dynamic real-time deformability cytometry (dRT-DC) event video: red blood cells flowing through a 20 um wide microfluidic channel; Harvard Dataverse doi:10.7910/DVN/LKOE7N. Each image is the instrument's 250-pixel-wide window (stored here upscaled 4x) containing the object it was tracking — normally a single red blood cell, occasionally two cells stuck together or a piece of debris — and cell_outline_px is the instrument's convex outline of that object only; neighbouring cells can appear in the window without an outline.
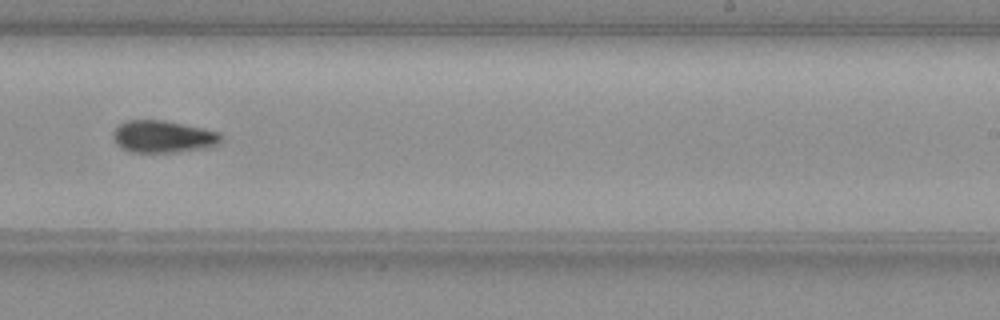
{"species": "common noctule bat (a hibernating species)", "species_latin": "Nyctalus noctula", "temperature_condition": "warm", "stored_images_in_passage": 55, "camera_frame_rate_fps": 3000, "um_per_image_px": 0.085, "animal": {"sex": "female", "body_mass_g": 19.3, "forearm_length_mm": 54.1}, "frame": {"image": 1, "passage_image": 34, "time_ms": 11.0, "image_size_px": [1000, 320], "cell_outline_px": [[224, 136], [220, 144], [208, 148], [180, 152], [128, 152], [116, 144], [112, 136], [112, 132], [120, 124], [128, 120], [164, 120], [220, 132]], "centroid_in_image_um": [13.89, 11.63], "position_along_channel_um": 275.1, "area_um2": 20.52}, "authors_computed_cell_mechanics": {"area_um2": 20.3456, "velocity_mm_per_s": 3.8129, "shape_relaxation_time_tau1_ms": 8.5725, "shape_relaxation_time_tau2_ms": null, "deformation_change_tau1": 0.242, "deformation_change_tau2": null}}